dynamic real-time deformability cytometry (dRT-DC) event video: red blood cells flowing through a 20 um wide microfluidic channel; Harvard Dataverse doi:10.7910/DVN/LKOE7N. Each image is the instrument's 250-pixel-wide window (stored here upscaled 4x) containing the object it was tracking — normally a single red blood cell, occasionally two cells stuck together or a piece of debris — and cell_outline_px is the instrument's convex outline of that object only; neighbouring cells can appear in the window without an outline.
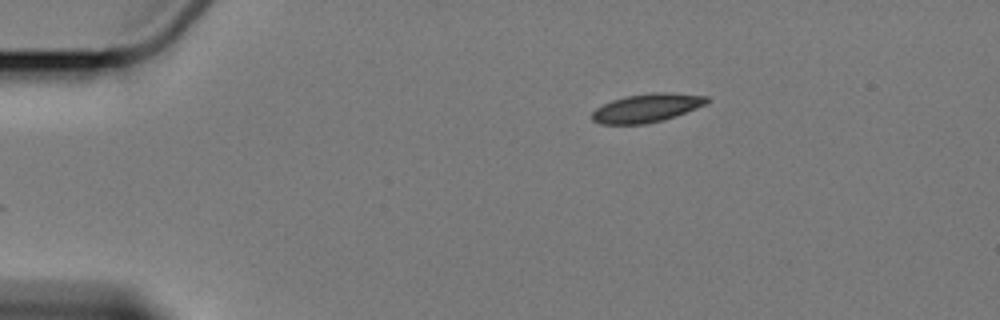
{"species": "Egyptian fruit bat (a non-hibernating species)", "species_latin": "Rousettus aegyptiacus", "temperature_condition": "cold", "stored_images_in_passage": 3, "camera_frame_rate_fps": 3000, "um_per_image_px": 0.085, "animal": {"sex": "female"}, "frame": {"image": 1, "passage_image": 1, "time_ms": 0.0, "image_size_px": [1000, 320], "cell_outline_px": [[712, 100], [696, 108], [676, 116], [664, 120], [644, 124], [600, 124], [592, 120], [592, 112], [596, 108], [612, 100], [624, 96], [652, 92], [668, 92], [708, 96]], "centroid_in_image_um": [54.99, 9.17], "position_along_channel_um": 30.0, "area_um2": 19.19}}